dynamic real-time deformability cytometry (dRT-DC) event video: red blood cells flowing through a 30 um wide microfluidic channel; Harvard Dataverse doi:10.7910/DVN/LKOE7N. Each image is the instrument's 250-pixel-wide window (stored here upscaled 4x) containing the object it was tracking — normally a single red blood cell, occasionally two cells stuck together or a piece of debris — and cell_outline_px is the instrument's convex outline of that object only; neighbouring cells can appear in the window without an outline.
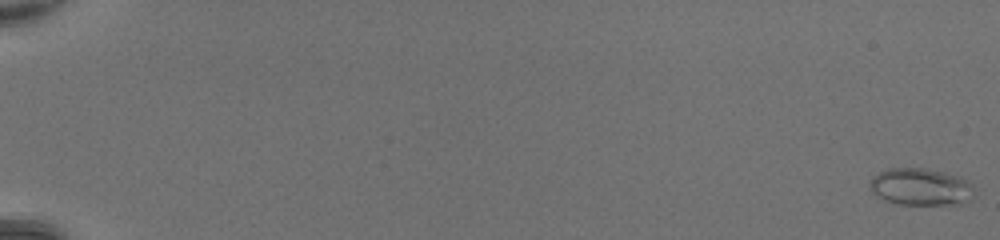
{"species": "common noctule bat (a hibernating species)", "species_latin": "Nyctalus noctula", "temperature_condition": "room temperature", "stored_images_in_passage": 50, "camera_frame_rate_fps": 3000, "um_per_image_px": 0.085, "animal": {"sex": "female", "body_mass_g": 20.0, "forearm_length_mm": 54.0}, "frame": {"image": 1, "passage_image": 1, "time_ms": 0.0, "image_size_px": [1000, 240], "cell_outline_px": [[976, 196], [972, 200], [960, 204], [896, 204], [884, 200], [872, 192], [868, 188], [868, 184], [872, 176], [888, 168], [924, 168], [944, 172], [960, 176], [968, 180], [972, 184]], "centroid_in_image_um": [78.29, 15.88], "position_along_channel_um": 6.7, "area_um2": 23.06}}
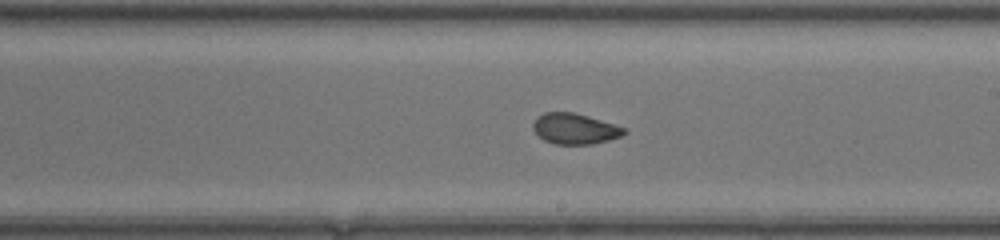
{"frame": {"image": 2, "passage_image": 32, "time_ms": 10.333, "image_size_px": [1000, 240], "cell_outline_px": [[628, 132], [620, 136], [608, 140], [592, 144], [556, 144], [544, 140], [532, 128], [532, 124], [544, 112], [572, 112], [588, 116], [628, 128]], "centroid_in_image_um": [48.9, 10.94], "position_along_channel_um": 240.1, "area_um2": 16.18}}
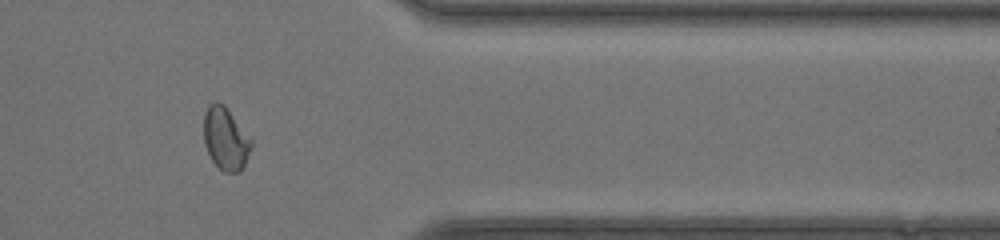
{"frame": {"image": 3, "passage_image": 43, "time_ms": 14.0, "image_size_px": [1000, 240], "cell_outline_px": [[252, 148], [240, 172], [224, 172], [212, 160], [204, 144], [204, 112], [208, 104], [216, 100], [224, 104], [252, 140]], "centroid_in_image_um": [19.16, 11.76], "position_along_channel_um": 392.2, "area_um2": 17.34}, "authors_computed_cell_mechanics": {"area_um2": 17.9469, "velocity_mm_per_s": 4.4198, "shape_relaxation_time_tau1_ms": null, "shape_relaxation_time_tau2_ms": 0.7593, "deformation_change_tau1": null, "deformation_change_tau2": 0.0469}}